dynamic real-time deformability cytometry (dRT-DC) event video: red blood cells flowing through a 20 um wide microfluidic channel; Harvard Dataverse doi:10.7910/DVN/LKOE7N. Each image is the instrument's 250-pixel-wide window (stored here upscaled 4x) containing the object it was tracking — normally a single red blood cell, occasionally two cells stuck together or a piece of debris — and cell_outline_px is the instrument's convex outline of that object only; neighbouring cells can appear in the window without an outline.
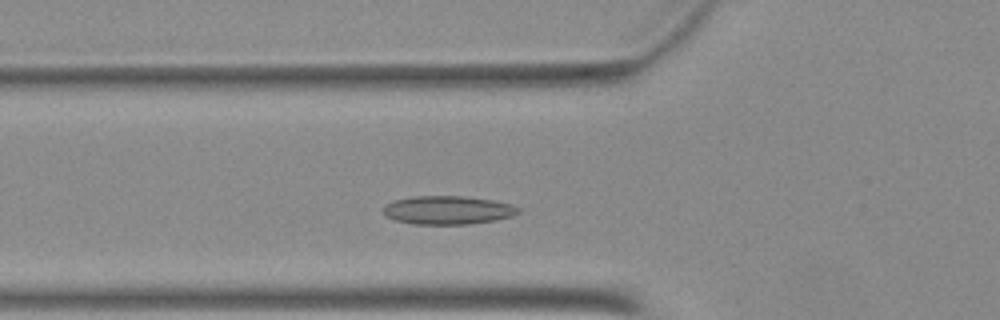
{"species": "Egyptian fruit bat (a non-hibernating species)", "species_latin": "Rousettus aegyptiacus", "temperature_condition": "warm", "stored_images_in_passage": 35, "camera_frame_rate_fps": 3000, "um_per_image_px": 0.085, "animal": {"sex": "female"}, "frame": {"image": 1, "passage_image": 9, "time_ms": 2.667, "image_size_px": [1000, 320], "cell_outline_px": [[520, 212], [512, 216], [496, 220], [468, 224], [412, 224], [396, 220], [388, 216], [380, 208], [384, 204], [392, 200], [412, 196], [464, 196], [492, 200], [512, 204], [520, 208]], "centroid_in_image_um": [38.04, 17.85], "position_along_channel_um": 87.8, "area_um2": 22.6}}
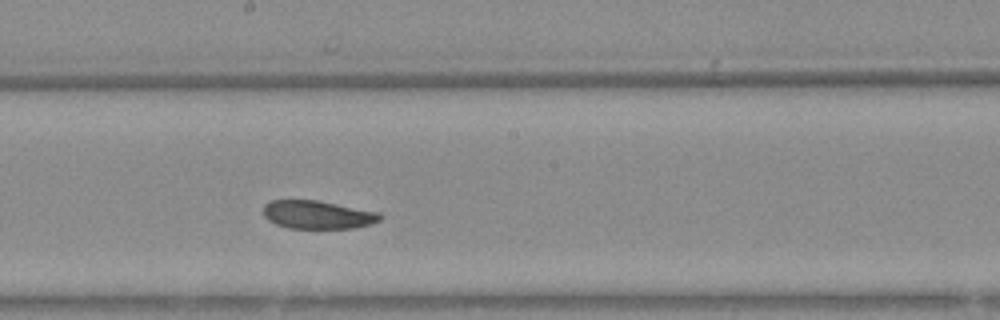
{"frame": {"image": 2, "passage_image": 19, "time_ms": 6.0, "image_size_px": [1000, 320], "cell_outline_px": [[384, 216], [380, 220], [372, 224], [356, 228], [288, 228], [276, 224], [268, 220], [264, 216], [264, 204], [272, 200], [316, 200], [380, 212]], "centroid_in_image_um": [27.03, 18.25], "position_along_channel_um": 221.2, "area_um2": 19.31}}
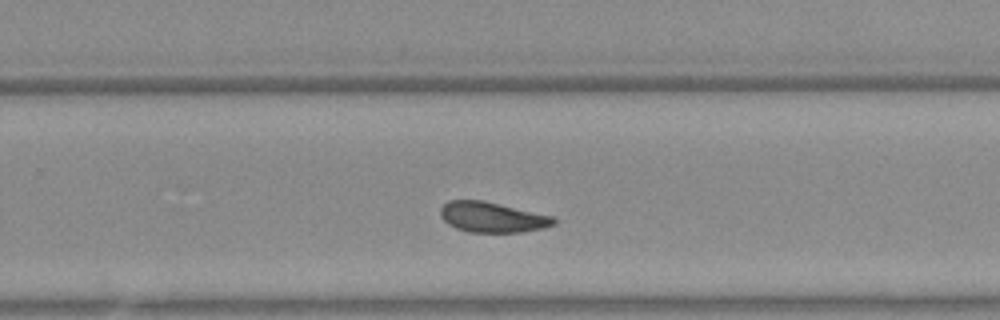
{"frame": {"image": 3, "passage_image": 24, "time_ms": 7.667, "image_size_px": [1000, 320], "cell_outline_px": [[556, 224], [544, 228], [520, 232], [468, 232], [456, 228], [448, 224], [440, 216], [440, 208], [448, 200], [480, 200], [552, 216], [556, 220]], "centroid_in_image_um": [41.81, 18.47], "position_along_channel_um": 288.0, "area_um2": 19.83}}